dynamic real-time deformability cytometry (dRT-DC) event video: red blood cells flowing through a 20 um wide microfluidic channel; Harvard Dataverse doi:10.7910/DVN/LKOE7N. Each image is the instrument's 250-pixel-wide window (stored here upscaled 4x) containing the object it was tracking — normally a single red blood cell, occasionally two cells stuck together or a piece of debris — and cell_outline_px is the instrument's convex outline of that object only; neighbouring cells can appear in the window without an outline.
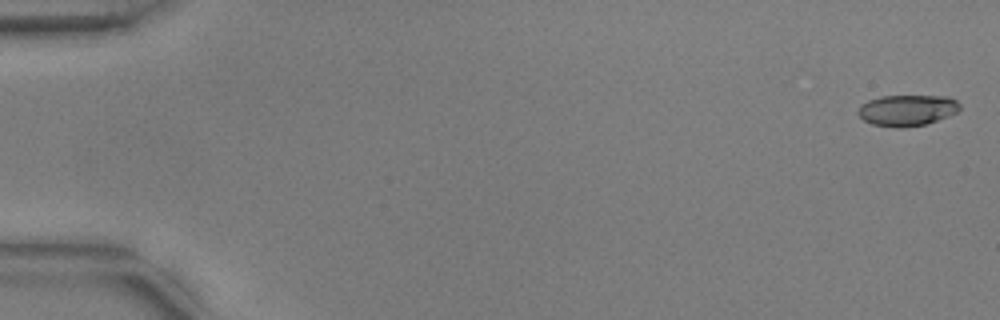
{"species": "common noctule bat (a hibernating species)", "species_latin": "Nyctalus noctula", "temperature_condition": "warm", "stored_images_in_passage": 4, "camera_frame_rate_fps": 3000, "um_per_image_px": 0.085, "animal": {"sex": "male", "body_mass_g": 17.9, "forearm_length_mm": 54.2}, "frame": {"image": 1, "passage_image": 2, "time_ms": 0.333, "image_size_px": [1000, 320], "cell_outline_px": [[960, 108], [956, 112], [948, 116], [924, 124], [900, 128], [872, 124], [864, 120], [856, 112], [860, 104], [868, 100], [880, 96], [948, 96], [956, 100], [960, 104]], "centroid_in_image_um": [77.08, 9.36], "position_along_channel_um": 7.9, "area_um2": 18.38}}